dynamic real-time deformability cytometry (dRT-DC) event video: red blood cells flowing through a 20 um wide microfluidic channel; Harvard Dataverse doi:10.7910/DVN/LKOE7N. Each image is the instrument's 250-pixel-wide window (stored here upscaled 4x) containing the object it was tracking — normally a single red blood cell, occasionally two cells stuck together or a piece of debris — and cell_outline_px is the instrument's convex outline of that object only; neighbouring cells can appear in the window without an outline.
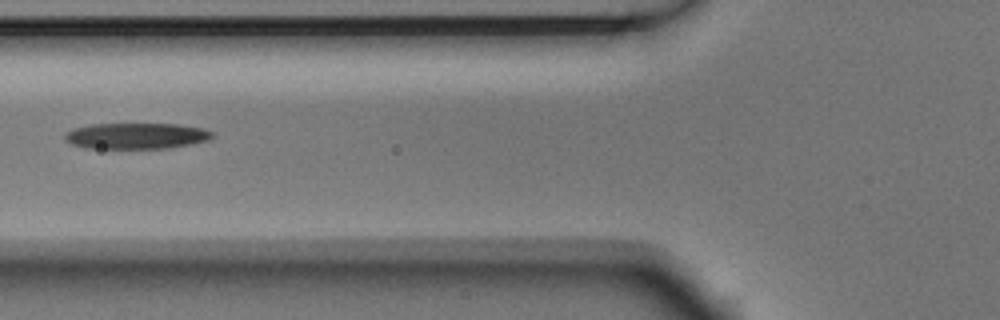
{"species": "Egyptian fruit bat (a non-hibernating species)", "species_latin": "Rousettus aegyptiacus", "temperature_condition": "room temperature", "stored_images_in_passage": 6, "camera_frame_rate_fps": 3000, "um_per_image_px": 0.085, "animal": {"sex": "male"}, "frame": {"image": 1, "passage_image": 6, "time_ms": 1.667, "image_size_px": [1000, 320], "cell_outline_px": [[216, 136], [208, 140], [192, 144], [168, 148], [84, 148], [72, 144], [64, 140], [64, 132], [72, 128], [92, 124], [176, 124], [204, 128], [212, 132]], "centroid_in_image_um": [11.57, 11.55], "position_along_channel_um": 114.2, "area_um2": 22.54}}